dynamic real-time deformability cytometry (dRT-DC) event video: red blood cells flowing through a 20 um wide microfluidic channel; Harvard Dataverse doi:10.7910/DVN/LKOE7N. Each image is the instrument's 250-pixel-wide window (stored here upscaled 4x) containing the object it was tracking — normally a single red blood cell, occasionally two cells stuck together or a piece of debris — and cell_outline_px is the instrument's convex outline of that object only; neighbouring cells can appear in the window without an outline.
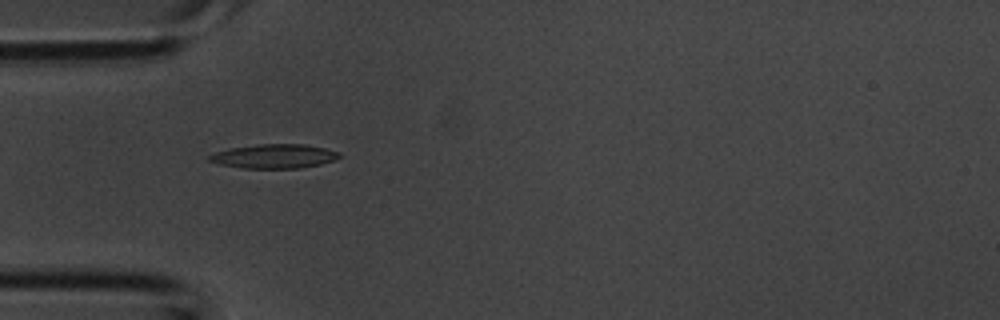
{"species": "common noctule bat (a hibernating species)", "species_latin": "Nyctalus noctula", "temperature_condition": "room temperature", "stored_images_in_passage": 2, "camera_frame_rate_fps": 3000, "um_per_image_px": 0.085, "animal": {"sex": "male", "body_mass_g": 20.1, "forearm_length_mm": 53.5}, "frame": {"image": 1, "passage_image": 2, "time_ms": 0.333, "image_size_px": [1000, 320], "cell_outline_px": [[340, 156], [336, 160], [320, 164], [300, 168], [244, 168], [220, 164], [208, 160], [208, 156], [216, 152], [232, 148], [260, 144], [304, 144], [324, 148], [340, 152]], "centroid_in_image_um": [23.34, 13.28], "position_along_channel_um": 61.7, "area_um2": 18.09}}